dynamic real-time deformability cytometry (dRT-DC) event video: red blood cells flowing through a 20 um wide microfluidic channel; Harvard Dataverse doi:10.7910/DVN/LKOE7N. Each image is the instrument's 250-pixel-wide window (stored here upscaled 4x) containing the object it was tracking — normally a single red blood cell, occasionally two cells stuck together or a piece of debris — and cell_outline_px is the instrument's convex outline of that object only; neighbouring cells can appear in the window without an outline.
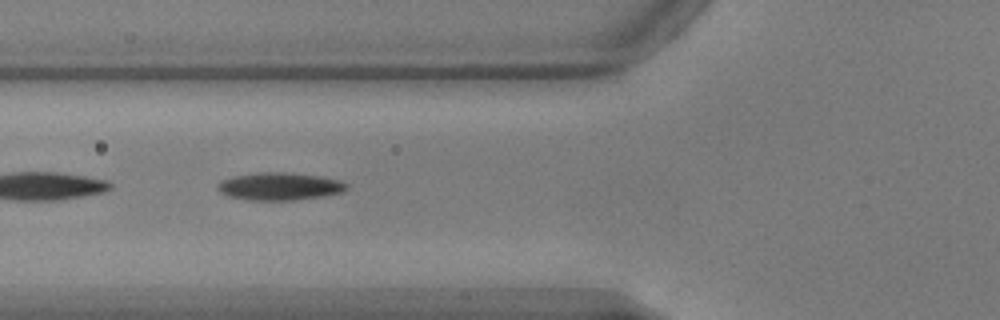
{"species": "common noctule bat (a hibernating species)", "species_latin": "Nyctalus noctula", "temperature_condition": "warm", "stored_images_in_passage": 43, "camera_frame_rate_fps": 3000, "um_per_image_px": 0.085, "animal": {"sex": "male", "body_mass_g": 17.9, "forearm_length_mm": 54.2}, "frame": {"image": 1, "passage_image": 10, "time_ms": 3.0, "image_size_px": [1000, 320], "cell_outline_px": [[348, 188], [344, 192], [324, 196], [292, 200], [248, 200], [228, 196], [220, 192], [216, 188], [216, 184], [232, 176], [256, 172], [284, 172], [320, 176], [340, 180], [348, 184]], "centroid_in_image_um": [23.77, 15.84], "position_along_channel_um": 102.0, "area_um2": 20.92}}
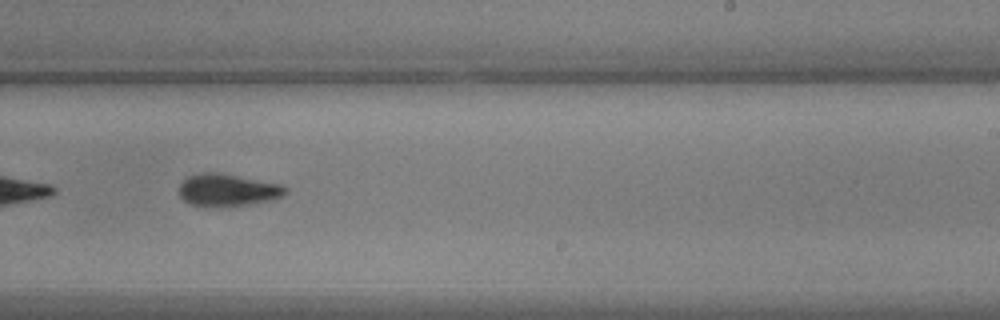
{"frame": {"image": 2, "passage_image": 23, "time_ms": 7.333, "image_size_px": [1000, 320], "cell_outline_px": [[288, 192], [284, 196], [272, 200], [256, 204], [220, 208], [208, 208], [188, 204], [180, 196], [180, 184], [188, 176], [204, 172], [216, 172], [284, 184], [288, 188]], "centroid_in_image_um": [19.4, 16.19], "position_along_channel_um": 269.6, "area_um2": 20.81}}
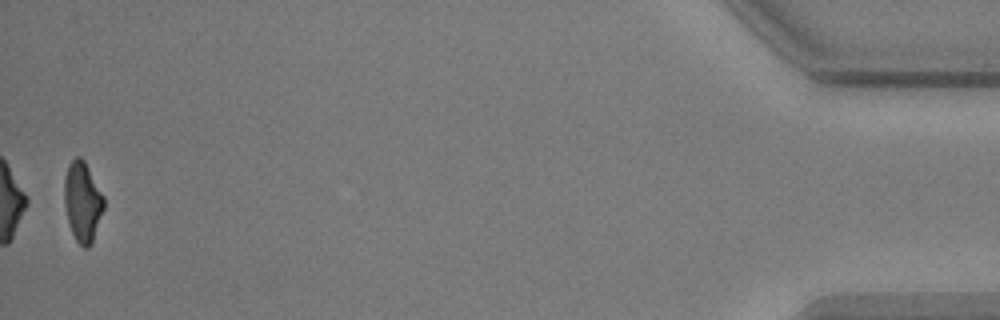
{"frame": {"image": 3, "passage_image": 42, "time_ms": 13.667, "image_size_px": [1000, 320], "cell_outline_px": [[104, 208], [92, 244], [88, 248], [84, 248], [76, 240], [68, 224], [64, 204], [64, 180], [68, 164], [76, 156], [80, 156], [84, 160], [104, 196]], "centroid_in_image_um": [7.01, 17.15], "position_along_channel_um": 428.2, "area_um2": 18.55}, "authors_computed_cell_mechanics": {"area_um2": 20.6346, "velocity_mm_per_s": 3.8707, "shape_relaxation_time_tau1_ms": 3.0803, "shape_relaxation_time_tau2_ms": 4.2002, "deformation_change_tau1": 0.1423, "deformation_change_tau2": 0.1115}}